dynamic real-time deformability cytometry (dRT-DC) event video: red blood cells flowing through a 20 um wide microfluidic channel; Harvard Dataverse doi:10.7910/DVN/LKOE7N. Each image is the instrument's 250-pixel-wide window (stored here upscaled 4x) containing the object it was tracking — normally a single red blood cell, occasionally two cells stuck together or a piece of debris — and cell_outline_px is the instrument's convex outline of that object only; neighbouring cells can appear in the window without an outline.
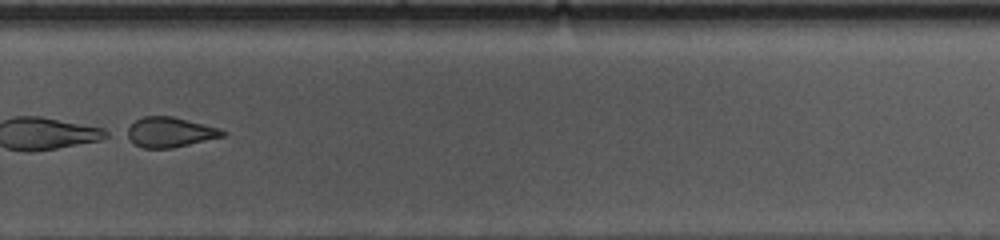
{"species": "common noctule bat (a hibernating species)", "species_latin": "Nyctalus noctula", "temperature_condition": "cold", "stored_images_in_passage": 52, "segment_of_instrument_passage": [2, 2], "camera_frame_rate_fps": 3000, "um_per_image_px": 0.085, "animal": {"sex": "female", "body_mass_g": 10.0, "forearm_length_mm": 53.1}, "frame": {"image": 1, "passage_image": 35, "time_ms": 11.333, "image_size_px": [1000, 240], "cell_outline_px": [[228, 132], [224, 136], [172, 148], [144, 148], [136, 144], [124, 136], [120, 132], [136, 120], [144, 116], [172, 116], [220, 128]], "centroid_in_image_um": [14.38, 11.23], "position_along_channel_um": 315.4, "area_um2": 16.94}}